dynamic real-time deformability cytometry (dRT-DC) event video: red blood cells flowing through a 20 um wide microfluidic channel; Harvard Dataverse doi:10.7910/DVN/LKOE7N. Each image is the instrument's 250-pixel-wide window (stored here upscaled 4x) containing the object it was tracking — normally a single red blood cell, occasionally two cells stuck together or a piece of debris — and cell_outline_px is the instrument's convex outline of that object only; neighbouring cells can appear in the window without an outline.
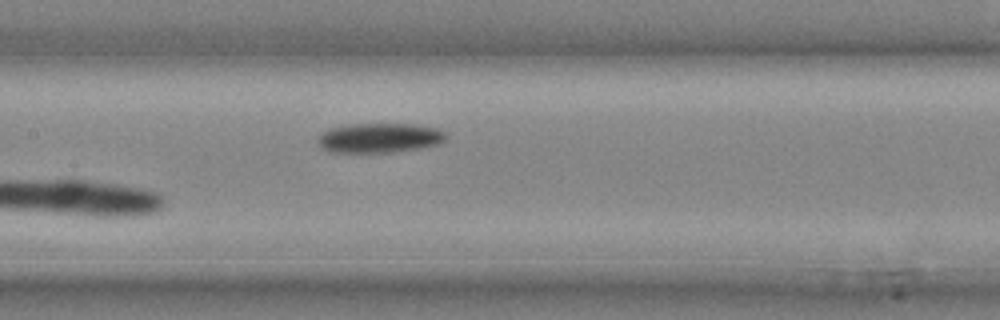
{"species": "common noctule bat (a hibernating species)", "species_latin": "Nyctalus noctula", "temperature_condition": "cold", "stored_images_in_passage": 13, "camera_frame_rate_fps": 3000, "um_per_image_px": 0.085, "animal": {"sex": "male", "body_mass_g": 20.4}, "frame": {"image": 1, "passage_image": 13, "time_ms": 4.0, "image_size_px": [1000, 320], "cell_outline_px": [[444, 140], [440, 144], [420, 148], [392, 152], [328, 152], [320, 148], [316, 144], [316, 140], [328, 128], [352, 124], [416, 124], [436, 128], [444, 132]], "centroid_in_image_um": [32.2, 11.72], "position_along_channel_um": 175.2, "area_um2": 22.2}}